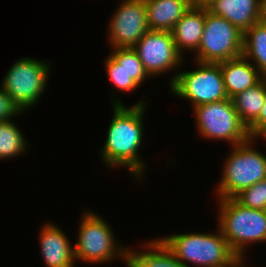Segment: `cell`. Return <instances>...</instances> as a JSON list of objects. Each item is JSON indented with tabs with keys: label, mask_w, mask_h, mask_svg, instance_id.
I'll return each instance as SVG.
<instances>
[{
	"label": "cell",
	"mask_w": 266,
	"mask_h": 267,
	"mask_svg": "<svg viewBox=\"0 0 266 267\" xmlns=\"http://www.w3.org/2000/svg\"><path fill=\"white\" fill-rule=\"evenodd\" d=\"M255 142L250 138L244 143L232 146L216 187L217 199L233 198L241 190L266 178V155L254 148Z\"/></svg>",
	"instance_id": "obj_5"
},
{
	"label": "cell",
	"mask_w": 266,
	"mask_h": 267,
	"mask_svg": "<svg viewBox=\"0 0 266 267\" xmlns=\"http://www.w3.org/2000/svg\"><path fill=\"white\" fill-rule=\"evenodd\" d=\"M217 229L215 233H175L160 239L185 267H233L240 259Z\"/></svg>",
	"instance_id": "obj_2"
},
{
	"label": "cell",
	"mask_w": 266,
	"mask_h": 267,
	"mask_svg": "<svg viewBox=\"0 0 266 267\" xmlns=\"http://www.w3.org/2000/svg\"><path fill=\"white\" fill-rule=\"evenodd\" d=\"M244 261L246 262V260L240 259L233 267H246V265L243 263Z\"/></svg>",
	"instance_id": "obj_29"
},
{
	"label": "cell",
	"mask_w": 266,
	"mask_h": 267,
	"mask_svg": "<svg viewBox=\"0 0 266 267\" xmlns=\"http://www.w3.org/2000/svg\"><path fill=\"white\" fill-rule=\"evenodd\" d=\"M266 94V78L255 86L232 97V102L241 121L249 127L259 116Z\"/></svg>",
	"instance_id": "obj_18"
},
{
	"label": "cell",
	"mask_w": 266,
	"mask_h": 267,
	"mask_svg": "<svg viewBox=\"0 0 266 267\" xmlns=\"http://www.w3.org/2000/svg\"><path fill=\"white\" fill-rule=\"evenodd\" d=\"M205 24V8L190 7L177 21L171 34L178 52L185 57V51L198 50Z\"/></svg>",
	"instance_id": "obj_13"
},
{
	"label": "cell",
	"mask_w": 266,
	"mask_h": 267,
	"mask_svg": "<svg viewBox=\"0 0 266 267\" xmlns=\"http://www.w3.org/2000/svg\"><path fill=\"white\" fill-rule=\"evenodd\" d=\"M105 69L109 81L113 84L114 88L118 92L130 93L135 91L140 86L130 77L128 72L117 63L110 55L106 57L105 60Z\"/></svg>",
	"instance_id": "obj_22"
},
{
	"label": "cell",
	"mask_w": 266,
	"mask_h": 267,
	"mask_svg": "<svg viewBox=\"0 0 266 267\" xmlns=\"http://www.w3.org/2000/svg\"><path fill=\"white\" fill-rule=\"evenodd\" d=\"M194 61L221 63L243 54V32L226 18L215 16L205 8V24Z\"/></svg>",
	"instance_id": "obj_9"
},
{
	"label": "cell",
	"mask_w": 266,
	"mask_h": 267,
	"mask_svg": "<svg viewBox=\"0 0 266 267\" xmlns=\"http://www.w3.org/2000/svg\"><path fill=\"white\" fill-rule=\"evenodd\" d=\"M141 248L128 249L127 262L133 267H185L160 238L146 241Z\"/></svg>",
	"instance_id": "obj_17"
},
{
	"label": "cell",
	"mask_w": 266,
	"mask_h": 267,
	"mask_svg": "<svg viewBox=\"0 0 266 267\" xmlns=\"http://www.w3.org/2000/svg\"><path fill=\"white\" fill-rule=\"evenodd\" d=\"M50 62L22 57L11 65L1 81V88L12 98L22 112L29 111L47 88L51 74Z\"/></svg>",
	"instance_id": "obj_6"
},
{
	"label": "cell",
	"mask_w": 266,
	"mask_h": 267,
	"mask_svg": "<svg viewBox=\"0 0 266 267\" xmlns=\"http://www.w3.org/2000/svg\"><path fill=\"white\" fill-rule=\"evenodd\" d=\"M149 30L171 31L191 7L189 0H145Z\"/></svg>",
	"instance_id": "obj_16"
},
{
	"label": "cell",
	"mask_w": 266,
	"mask_h": 267,
	"mask_svg": "<svg viewBox=\"0 0 266 267\" xmlns=\"http://www.w3.org/2000/svg\"><path fill=\"white\" fill-rule=\"evenodd\" d=\"M242 55L266 78V26L257 22L243 33Z\"/></svg>",
	"instance_id": "obj_19"
},
{
	"label": "cell",
	"mask_w": 266,
	"mask_h": 267,
	"mask_svg": "<svg viewBox=\"0 0 266 267\" xmlns=\"http://www.w3.org/2000/svg\"><path fill=\"white\" fill-rule=\"evenodd\" d=\"M192 112L197 132L205 139L226 141L232 147L251 138L230 98L199 105Z\"/></svg>",
	"instance_id": "obj_8"
},
{
	"label": "cell",
	"mask_w": 266,
	"mask_h": 267,
	"mask_svg": "<svg viewBox=\"0 0 266 267\" xmlns=\"http://www.w3.org/2000/svg\"><path fill=\"white\" fill-rule=\"evenodd\" d=\"M22 113L12 98L0 87V122L10 121Z\"/></svg>",
	"instance_id": "obj_24"
},
{
	"label": "cell",
	"mask_w": 266,
	"mask_h": 267,
	"mask_svg": "<svg viewBox=\"0 0 266 267\" xmlns=\"http://www.w3.org/2000/svg\"><path fill=\"white\" fill-rule=\"evenodd\" d=\"M194 62L197 69L176 71L170 78L168 84L173 96L190 101L192 108L227 99L220 63Z\"/></svg>",
	"instance_id": "obj_7"
},
{
	"label": "cell",
	"mask_w": 266,
	"mask_h": 267,
	"mask_svg": "<svg viewBox=\"0 0 266 267\" xmlns=\"http://www.w3.org/2000/svg\"><path fill=\"white\" fill-rule=\"evenodd\" d=\"M27 148L26 138L15 121L0 122V160L20 156Z\"/></svg>",
	"instance_id": "obj_20"
},
{
	"label": "cell",
	"mask_w": 266,
	"mask_h": 267,
	"mask_svg": "<svg viewBox=\"0 0 266 267\" xmlns=\"http://www.w3.org/2000/svg\"><path fill=\"white\" fill-rule=\"evenodd\" d=\"M120 100L121 98L116 96L112 101L113 117L104 145L99 151L101 161L107 168H125L132 177L139 180L143 176L145 178L144 170L147 165L139 155L144 137L143 117L147 111V102L139 99L131 107H127Z\"/></svg>",
	"instance_id": "obj_1"
},
{
	"label": "cell",
	"mask_w": 266,
	"mask_h": 267,
	"mask_svg": "<svg viewBox=\"0 0 266 267\" xmlns=\"http://www.w3.org/2000/svg\"><path fill=\"white\" fill-rule=\"evenodd\" d=\"M108 24L110 48H133L149 31L145 0H121Z\"/></svg>",
	"instance_id": "obj_11"
},
{
	"label": "cell",
	"mask_w": 266,
	"mask_h": 267,
	"mask_svg": "<svg viewBox=\"0 0 266 267\" xmlns=\"http://www.w3.org/2000/svg\"><path fill=\"white\" fill-rule=\"evenodd\" d=\"M39 232L41 255L46 267H75L74 245L60 227L46 222Z\"/></svg>",
	"instance_id": "obj_12"
},
{
	"label": "cell",
	"mask_w": 266,
	"mask_h": 267,
	"mask_svg": "<svg viewBox=\"0 0 266 267\" xmlns=\"http://www.w3.org/2000/svg\"><path fill=\"white\" fill-rule=\"evenodd\" d=\"M217 227L230 249L245 260L247 247L266 242V211L247 208L234 198L218 199Z\"/></svg>",
	"instance_id": "obj_3"
},
{
	"label": "cell",
	"mask_w": 266,
	"mask_h": 267,
	"mask_svg": "<svg viewBox=\"0 0 266 267\" xmlns=\"http://www.w3.org/2000/svg\"><path fill=\"white\" fill-rule=\"evenodd\" d=\"M258 22L266 26V0H260Z\"/></svg>",
	"instance_id": "obj_26"
},
{
	"label": "cell",
	"mask_w": 266,
	"mask_h": 267,
	"mask_svg": "<svg viewBox=\"0 0 266 267\" xmlns=\"http://www.w3.org/2000/svg\"><path fill=\"white\" fill-rule=\"evenodd\" d=\"M125 265H126L127 267H133V266H132L131 264H129L128 262H126Z\"/></svg>",
	"instance_id": "obj_30"
},
{
	"label": "cell",
	"mask_w": 266,
	"mask_h": 267,
	"mask_svg": "<svg viewBox=\"0 0 266 267\" xmlns=\"http://www.w3.org/2000/svg\"><path fill=\"white\" fill-rule=\"evenodd\" d=\"M262 138L263 140L266 141V126H264L254 137L253 139L256 141V139Z\"/></svg>",
	"instance_id": "obj_28"
},
{
	"label": "cell",
	"mask_w": 266,
	"mask_h": 267,
	"mask_svg": "<svg viewBox=\"0 0 266 267\" xmlns=\"http://www.w3.org/2000/svg\"><path fill=\"white\" fill-rule=\"evenodd\" d=\"M241 205L252 208L266 209V178L248 188L241 190L233 197Z\"/></svg>",
	"instance_id": "obj_23"
},
{
	"label": "cell",
	"mask_w": 266,
	"mask_h": 267,
	"mask_svg": "<svg viewBox=\"0 0 266 267\" xmlns=\"http://www.w3.org/2000/svg\"><path fill=\"white\" fill-rule=\"evenodd\" d=\"M264 126H266V94L258 118L248 127L250 137L253 138Z\"/></svg>",
	"instance_id": "obj_25"
},
{
	"label": "cell",
	"mask_w": 266,
	"mask_h": 267,
	"mask_svg": "<svg viewBox=\"0 0 266 267\" xmlns=\"http://www.w3.org/2000/svg\"><path fill=\"white\" fill-rule=\"evenodd\" d=\"M133 49L152 78L176 71L185 61L176 48L171 31L149 30Z\"/></svg>",
	"instance_id": "obj_10"
},
{
	"label": "cell",
	"mask_w": 266,
	"mask_h": 267,
	"mask_svg": "<svg viewBox=\"0 0 266 267\" xmlns=\"http://www.w3.org/2000/svg\"><path fill=\"white\" fill-rule=\"evenodd\" d=\"M81 216L78 239L74 245L75 261L97 265L119 258L126 263L128 248L119 245L108 221L87 209Z\"/></svg>",
	"instance_id": "obj_4"
},
{
	"label": "cell",
	"mask_w": 266,
	"mask_h": 267,
	"mask_svg": "<svg viewBox=\"0 0 266 267\" xmlns=\"http://www.w3.org/2000/svg\"><path fill=\"white\" fill-rule=\"evenodd\" d=\"M260 0H214L207 11L226 18L243 33L258 22Z\"/></svg>",
	"instance_id": "obj_15"
},
{
	"label": "cell",
	"mask_w": 266,
	"mask_h": 267,
	"mask_svg": "<svg viewBox=\"0 0 266 267\" xmlns=\"http://www.w3.org/2000/svg\"><path fill=\"white\" fill-rule=\"evenodd\" d=\"M109 55L124 67L139 86H142L141 83H144L148 78L150 80V76L145 71L141 60L133 48H113Z\"/></svg>",
	"instance_id": "obj_21"
},
{
	"label": "cell",
	"mask_w": 266,
	"mask_h": 267,
	"mask_svg": "<svg viewBox=\"0 0 266 267\" xmlns=\"http://www.w3.org/2000/svg\"><path fill=\"white\" fill-rule=\"evenodd\" d=\"M214 0H189L191 7L207 8Z\"/></svg>",
	"instance_id": "obj_27"
},
{
	"label": "cell",
	"mask_w": 266,
	"mask_h": 267,
	"mask_svg": "<svg viewBox=\"0 0 266 267\" xmlns=\"http://www.w3.org/2000/svg\"><path fill=\"white\" fill-rule=\"evenodd\" d=\"M225 90L232 98L258 84L264 77L243 55L220 63Z\"/></svg>",
	"instance_id": "obj_14"
}]
</instances>
